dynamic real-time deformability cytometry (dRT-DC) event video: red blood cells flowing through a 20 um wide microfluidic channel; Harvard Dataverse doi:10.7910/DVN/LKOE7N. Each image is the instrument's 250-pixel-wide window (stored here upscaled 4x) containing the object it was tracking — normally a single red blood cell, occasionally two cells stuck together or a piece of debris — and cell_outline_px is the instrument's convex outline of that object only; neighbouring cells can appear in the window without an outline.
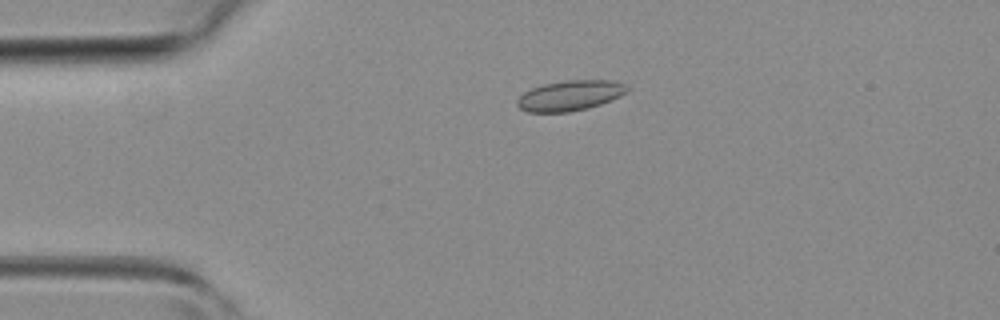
{"species": "common noctule bat (a hibernating species)", "species_latin": "Nyctalus noctula", "temperature_condition": "room temperature", "stored_images_in_passage": 15, "camera_frame_rate_fps": 3000, "um_per_image_px": 0.085, "animal": {"sex": "female", "body_mass_g": 19.3, "forearm_length_mm": 54.1}, "frame": {"image": 1, "passage_image": 10, "time_ms": 3.0, "image_size_px": [1000, 320], "cell_outline_px": [[628, 92], [620, 96], [600, 104], [588, 108], [568, 112], [528, 112], [520, 108], [516, 104], [516, 100], [524, 92], [532, 88], [544, 84], [564, 80], [608, 80], [624, 84], [628, 88]], "centroid_in_image_um": [48.43, 8.12], "position_along_channel_um": 36.6, "area_um2": 19.31}}
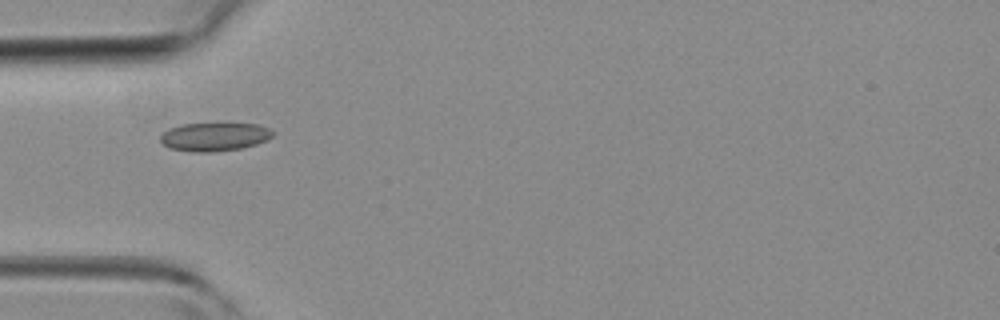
{"frame": {"image": 2, "passage_image": 14, "time_ms": 4.333, "image_size_px": [1000, 320], "cell_outline_px": [[276, 132], [272, 136], [256, 144], [240, 148], [212, 152], [192, 152], [168, 148], [160, 140], [160, 136], [168, 128], [180, 124], [260, 124]], "centroid_in_image_um": [18.2, 11.62], "position_along_channel_um": 66.8, "area_um2": 18.55}}